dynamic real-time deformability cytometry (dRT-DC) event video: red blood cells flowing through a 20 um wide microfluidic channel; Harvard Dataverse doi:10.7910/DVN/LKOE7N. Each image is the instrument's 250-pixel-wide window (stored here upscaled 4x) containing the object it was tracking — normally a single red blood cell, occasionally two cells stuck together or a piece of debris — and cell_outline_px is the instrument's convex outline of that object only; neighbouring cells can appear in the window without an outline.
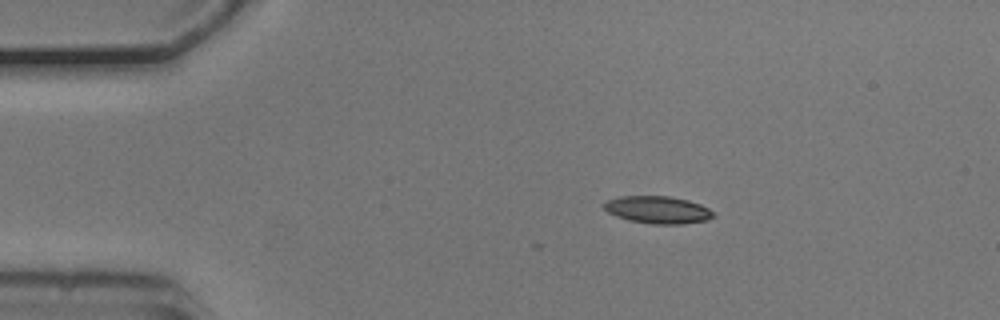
{"species": "common noctule bat (a hibernating species)", "species_latin": "Nyctalus noctula", "temperature_condition": "cold", "stored_images_in_passage": 4, "camera_frame_rate_fps": 3000, "um_per_image_px": 0.085, "animal": {"sex": "male", "body_mass_g": 20.5, "forearm_length_mm": 52.5}, "frame": {"image": 1, "passage_image": 1, "time_ms": 0.0, "image_size_px": [1000, 320], "cell_outline_px": [[716, 216], [708, 220], [680, 224], [652, 224], [628, 220], [616, 216], [608, 212], [600, 204], [604, 200], [620, 196], [668, 196], [688, 200], [700, 204], [708, 208]], "centroid_in_image_um": [55.87, 17.83], "position_along_channel_um": 29.1, "area_um2": 17.63}}